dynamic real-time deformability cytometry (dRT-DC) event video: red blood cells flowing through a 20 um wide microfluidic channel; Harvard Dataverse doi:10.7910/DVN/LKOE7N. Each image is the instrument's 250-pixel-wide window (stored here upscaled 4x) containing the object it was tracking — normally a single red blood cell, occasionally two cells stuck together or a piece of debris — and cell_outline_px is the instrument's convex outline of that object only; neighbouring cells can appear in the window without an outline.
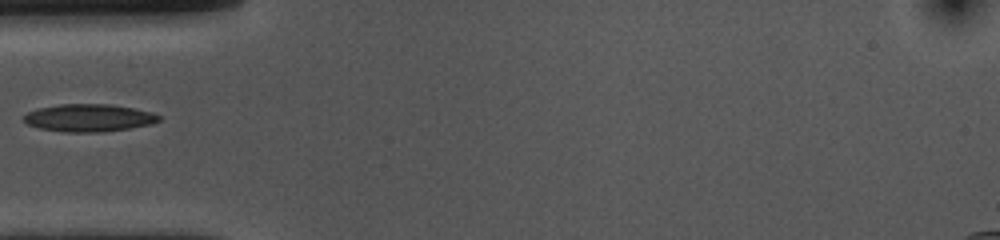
{"species": "common noctule bat (a hibernating species)", "species_latin": "Nyctalus noctula", "temperature_condition": "cold", "stored_images_in_passage": 6, "camera_frame_rate_fps": 3000, "um_per_image_px": 0.085, "animal": {"sex": "female", "body_mass_g": 10.0, "forearm_length_mm": 53.1}, "frame": {"image": 1, "passage_image": 1, "time_ms": 0.0, "image_size_px": [1000, 240], "cell_outline_px": [[160, 120], [152, 124], [104, 132], [64, 132], [40, 128], [28, 124], [24, 120], [24, 116], [28, 112], [40, 108], [60, 104], [112, 104], [152, 112], [160, 116]], "centroid_in_image_um": [7.58, 10.02], "position_along_channel_um": 77.4, "area_um2": 21.56}}
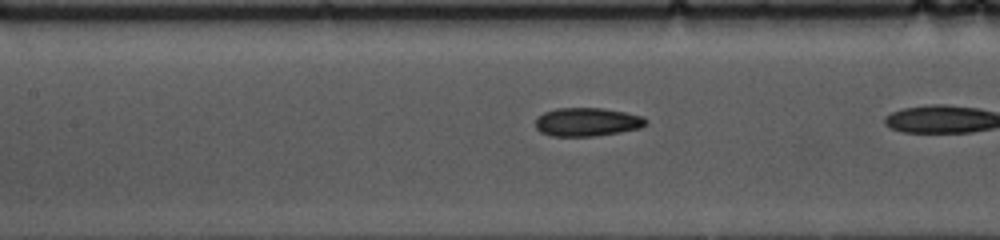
{"frame": {"image": 2, "passage_image": 5, "time_ms": 1.333, "image_size_px": [1000, 240], "cell_outline_px": [[648, 124], [640, 128], [620, 132], [596, 136], [552, 136], [540, 132], [536, 128], [536, 116], [544, 112], [556, 108], [604, 108], [644, 116], [648, 120]], "centroid_in_image_um": [49.92, 10.36], "position_along_channel_um": 157.5, "area_um2": 18.55}}